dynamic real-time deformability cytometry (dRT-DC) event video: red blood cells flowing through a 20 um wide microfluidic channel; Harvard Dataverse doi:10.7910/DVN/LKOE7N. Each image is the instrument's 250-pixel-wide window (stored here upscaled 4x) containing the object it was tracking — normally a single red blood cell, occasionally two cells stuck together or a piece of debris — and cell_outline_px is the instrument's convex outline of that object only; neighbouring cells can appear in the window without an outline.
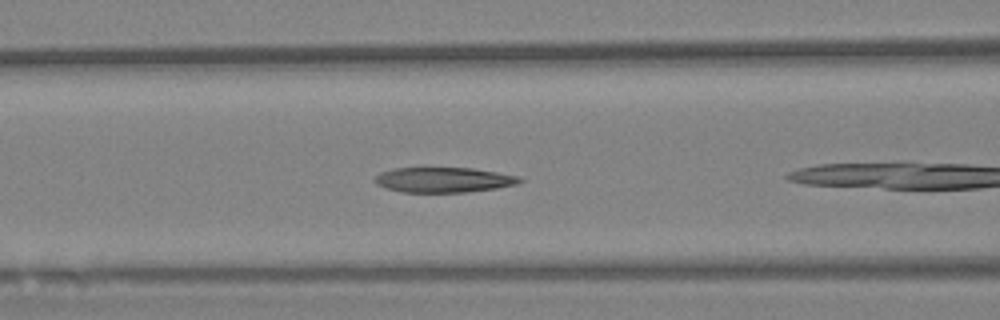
{"species": "Egyptian fruit bat (a non-hibernating species)", "species_latin": "Rousettus aegyptiacus", "temperature_condition": "warm", "stored_images_in_passage": 10, "camera_frame_rate_fps": 3000, "um_per_image_px": 0.085, "animal": {"sex": "female"}, "frame": {"image": 1, "passage_image": 6, "time_ms": 1.667, "image_size_px": [1000, 320], "cell_outline_px": [[524, 180], [516, 184], [496, 188], [468, 192], [400, 192], [376, 184], [372, 180], [380, 172], [392, 168], [472, 168], [520, 176]], "centroid_in_image_um": [37.69, 15.28], "position_along_channel_um": 128.9, "area_um2": 21.21}}
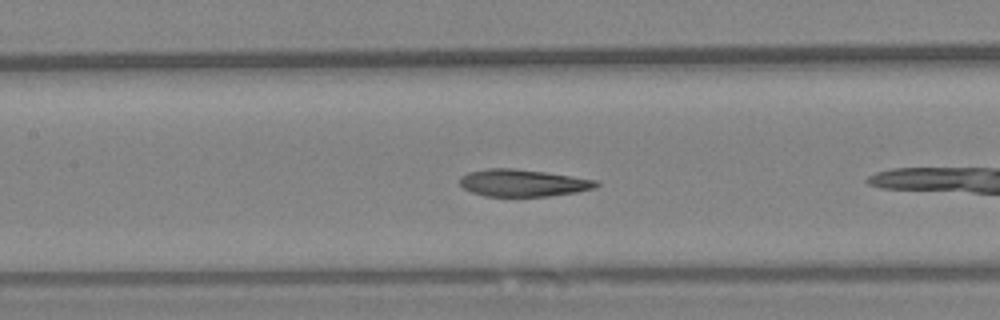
{"frame": {"image": 2, "passage_image": 9, "time_ms": 2.667, "image_size_px": [1000, 320], "cell_outline_px": [[600, 184], [596, 188], [576, 192], [548, 196], [484, 196], [472, 192], [464, 188], [460, 184], [460, 176], [468, 172], [488, 168], [516, 168], [572, 176], [596, 180]], "centroid_in_image_um": [44.44, 15.54], "position_along_channel_um": 163.0, "area_um2": 21.56}}